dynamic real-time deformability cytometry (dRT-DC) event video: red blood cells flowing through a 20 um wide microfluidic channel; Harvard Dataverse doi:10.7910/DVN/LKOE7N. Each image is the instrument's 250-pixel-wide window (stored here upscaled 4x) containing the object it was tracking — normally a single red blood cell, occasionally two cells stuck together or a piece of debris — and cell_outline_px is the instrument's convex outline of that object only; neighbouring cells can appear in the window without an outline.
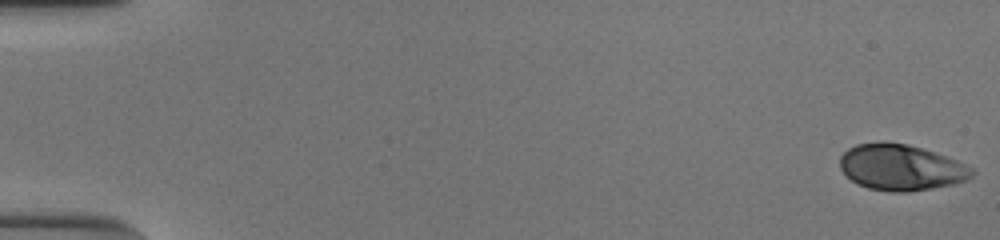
{"species": "human", "species_latin": "Homo sapiens", "temperature_condition": "cold", "stored_images_in_passage": 54, "camera_frame_rate_fps": 3000, "um_per_image_px": 0.085, "donor": {"sex": "male"}, "frame": {"image": 1, "passage_image": 1, "time_ms": 0.0, "image_size_px": [1000, 240], "cell_outline_px": [[976, 172], [972, 176], [964, 180], [952, 184], [932, 188], [908, 192], [892, 192], [868, 188], [856, 184], [840, 168], [840, 156], [848, 148], [856, 144], [880, 140], [884, 140], [908, 144], [956, 160], [972, 168]], "centroid_in_image_um": [76.54, 14.21], "position_along_channel_um": 8.5, "area_um2": 35.43}}
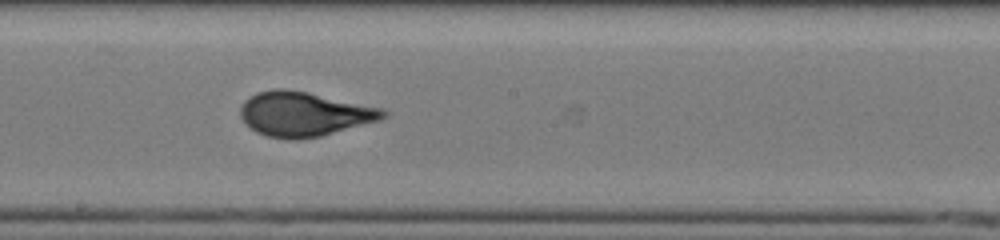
{"frame": {"image": 2, "passage_image": 31, "time_ms": 10.0, "image_size_px": [1000, 240], "cell_outline_px": [[388, 116], [380, 120], [320, 136], [296, 140], [268, 136], [256, 132], [240, 116], [240, 108], [244, 100], [256, 92], [272, 88], [284, 88], [308, 92], [380, 108], [388, 112]], "centroid_in_image_um": [25.82, 9.68], "position_along_channel_um": 222.4, "area_um2": 36.76}}
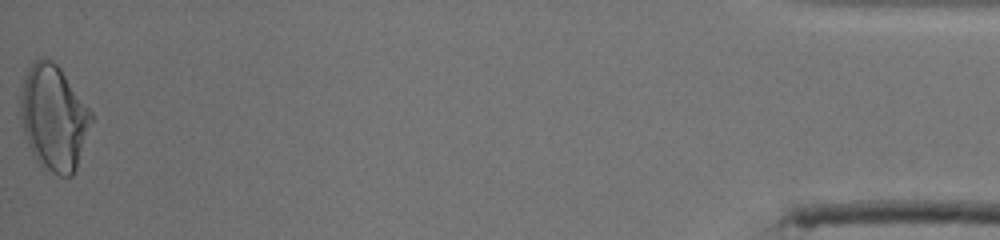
{"frame": {"image": 3, "passage_image": 54, "time_ms": 17.667, "image_size_px": [1000, 240], "cell_outline_px": [[92, 120], [76, 168], [72, 176], [60, 176], [40, 168], [32, 156], [16, 112], [24, 80], [28, 68], [36, 60], [44, 56], [52, 60], [60, 68], [92, 112]], "centroid_in_image_um": [4.51, 10.03], "position_along_channel_um": 430.7, "area_um2": 43.99}, "authors_computed_cell_mechanics": {"area_um2": 35.5759, "velocity_mm_per_s": 3.8657, "shape_relaxation_time_tau1_ms": 5.6082, "shape_relaxation_time_tau2_ms": null, "deformation_change_tau1": 0.2161, "deformation_change_tau2": null}}